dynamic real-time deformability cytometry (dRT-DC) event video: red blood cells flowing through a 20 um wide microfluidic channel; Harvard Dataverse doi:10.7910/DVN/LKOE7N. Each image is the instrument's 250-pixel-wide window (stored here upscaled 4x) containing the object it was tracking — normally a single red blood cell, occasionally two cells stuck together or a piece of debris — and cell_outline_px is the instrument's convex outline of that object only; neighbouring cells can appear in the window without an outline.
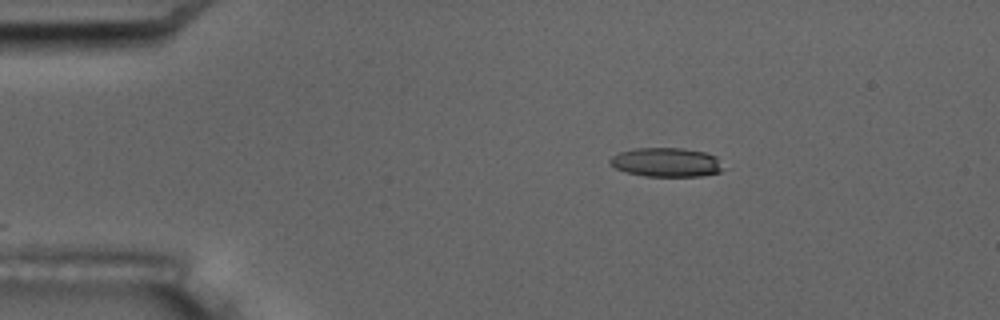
{"species": "common noctule bat (a hibernating species)", "species_latin": "Nyctalus noctula", "temperature_condition": "room temperature", "stored_images_in_passage": 3, "camera_frame_rate_fps": 3000, "um_per_image_px": 0.085, "animal": {"sex": "male", "body_mass_g": 17.5, "forearm_length_mm": 52.3}, "frame": {"image": 1, "passage_image": 3, "time_ms": 2.667, "image_size_px": [1000, 320], "cell_outline_px": [[720, 172], [700, 176], [644, 176], [628, 172], [616, 168], [608, 160], [612, 156], [620, 152], [636, 148], [684, 148], [704, 152], [716, 156], [720, 168]], "centroid_in_image_um": [56.61, 13.79], "position_along_channel_um": 28.4, "area_um2": 18.84}}